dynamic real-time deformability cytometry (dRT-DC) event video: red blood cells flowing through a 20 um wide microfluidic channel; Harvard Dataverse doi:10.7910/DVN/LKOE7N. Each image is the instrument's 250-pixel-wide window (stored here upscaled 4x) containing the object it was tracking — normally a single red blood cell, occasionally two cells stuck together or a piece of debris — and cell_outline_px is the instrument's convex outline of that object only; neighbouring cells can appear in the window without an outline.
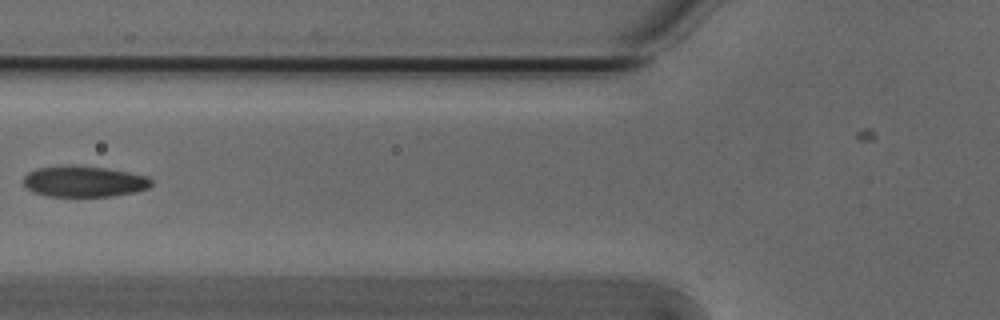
{"species": "Egyptian fruit bat (a non-hibernating species)", "species_latin": "Rousettus aegyptiacus", "temperature_condition": "cold", "stored_images_in_passage": 12, "camera_frame_rate_fps": 3000, "um_per_image_px": 0.085, "animal": {"sex": "male"}, "frame": {"image": 1, "passage_image": 4, "time_ms": 1.0, "image_size_px": [1000, 320], "cell_outline_px": [[152, 184], [148, 188], [132, 192], [112, 196], [48, 196], [32, 192], [24, 184], [24, 176], [28, 172], [36, 168], [60, 164], [76, 164], [104, 168], [128, 172], [148, 176], [152, 180]], "centroid_in_image_um": [7.1, 15.4], "position_along_channel_um": 118.7, "area_um2": 23.35}}
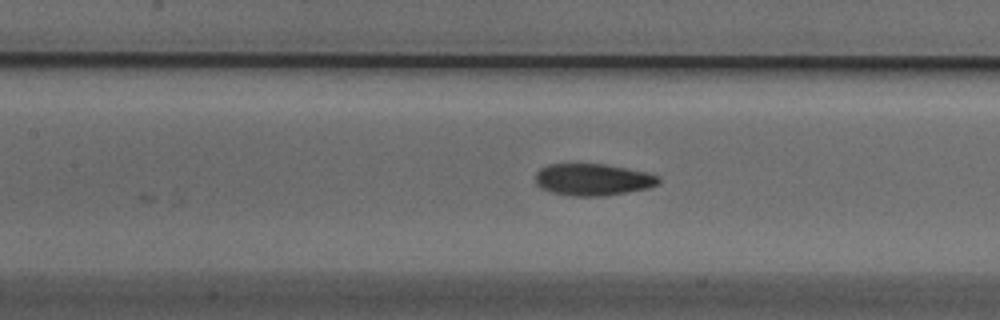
{"frame": {"image": 2, "passage_image": 7, "time_ms": 2.0, "image_size_px": [1000, 320], "cell_outline_px": [[660, 184], [648, 188], [604, 196], [572, 196], [552, 192], [540, 188], [536, 184], [536, 172], [540, 168], [548, 164], [604, 164], [644, 172], [660, 176]], "centroid_in_image_um": [50.38, 15.27], "position_along_channel_um": 157.0, "area_um2": 22.83}}